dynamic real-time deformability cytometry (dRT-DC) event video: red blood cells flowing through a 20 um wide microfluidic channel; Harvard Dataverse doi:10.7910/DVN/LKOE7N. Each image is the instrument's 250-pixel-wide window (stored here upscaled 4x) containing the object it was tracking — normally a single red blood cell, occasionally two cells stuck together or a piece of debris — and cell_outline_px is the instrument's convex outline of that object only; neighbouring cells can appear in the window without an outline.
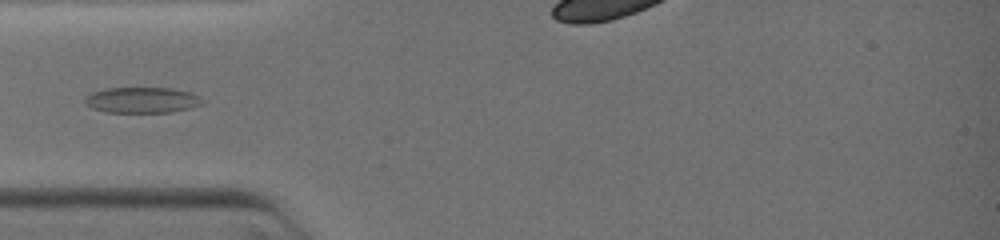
{"species": "common noctule bat (a hibernating species)", "species_latin": "Nyctalus noctula", "temperature_condition": "warm", "stored_images_in_passage": 8, "camera_frame_rate_fps": 3000, "um_per_image_px": 0.085, "animal": {"sex": "female", "body_mass_g": 19.0, "forearm_length_mm": 51.5}, "frame": {"image": 1, "passage_image": 6, "time_ms": 3.667, "image_size_px": [1000, 240], "cell_outline_px": [[204, 104], [192, 108], [172, 112], [104, 112], [92, 108], [84, 104], [84, 100], [92, 92], [104, 88], [172, 88], [188, 92], [200, 96], [204, 100]], "centroid_in_image_um": [12.1, 8.51], "position_along_channel_um": 72.9, "area_um2": 17.8}}